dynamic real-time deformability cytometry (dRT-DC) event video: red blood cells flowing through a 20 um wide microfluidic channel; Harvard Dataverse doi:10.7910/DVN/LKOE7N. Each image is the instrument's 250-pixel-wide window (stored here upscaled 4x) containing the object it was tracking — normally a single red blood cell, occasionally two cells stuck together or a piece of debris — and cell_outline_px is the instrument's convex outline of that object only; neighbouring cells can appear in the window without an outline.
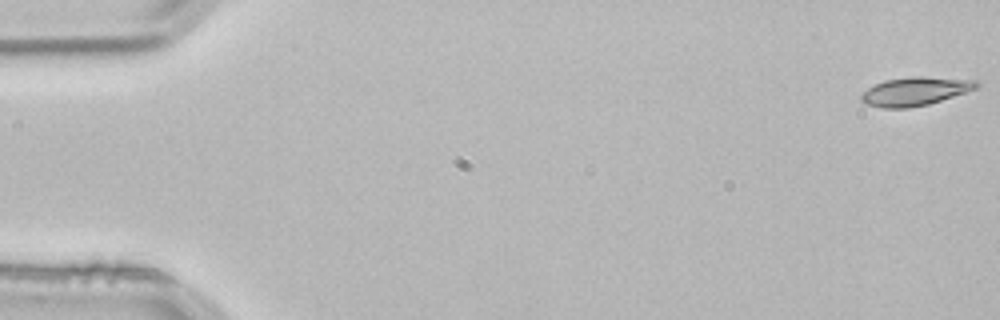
{"species": "common noctule bat (a hibernating species)", "species_latin": "Nyctalus noctula", "temperature_condition": "room temperature", "stored_images_in_passage": 4, "camera_frame_rate_fps": 3000, "um_per_image_px": 0.085, "animal": {"sex": "male", "body_mass_g": 21.5, "forearm_length_mm": 52.0}, "frame": {"image": 1, "passage_image": 1, "time_ms": 0.0, "image_size_px": [1000, 320], "cell_outline_px": [[980, 84], [976, 88], [928, 104], [908, 108], [880, 108], [868, 104], [860, 100], [860, 96], [868, 88], [884, 80], [912, 76], [920, 76], [980, 80]], "centroid_in_image_um": [77.78, 7.75], "position_along_channel_um": 7.2, "area_um2": 19.02}}